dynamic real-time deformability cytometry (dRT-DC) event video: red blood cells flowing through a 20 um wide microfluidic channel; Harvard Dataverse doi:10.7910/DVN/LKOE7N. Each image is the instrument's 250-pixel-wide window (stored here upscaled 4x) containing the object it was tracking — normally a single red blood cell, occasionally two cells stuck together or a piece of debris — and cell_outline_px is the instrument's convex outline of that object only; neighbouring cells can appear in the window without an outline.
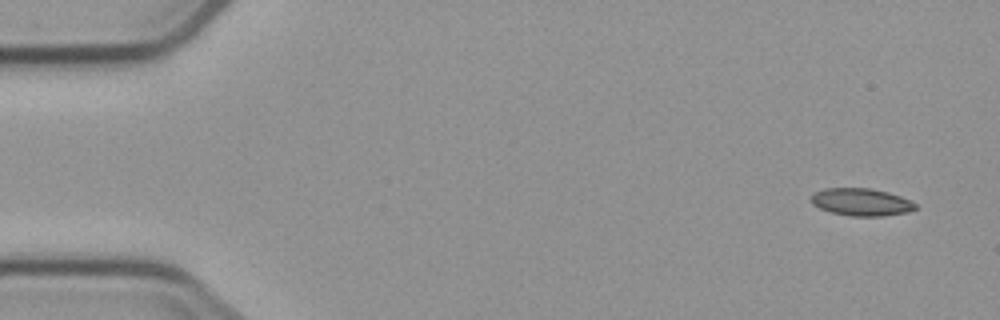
{"species": "common noctule bat (a hibernating species)", "species_latin": "Nyctalus noctula", "temperature_condition": "cold", "stored_images_in_passage": 5, "camera_frame_rate_fps": 3000, "um_per_image_px": 0.085, "animal": {"sex": "male", "body_mass_g": 23.1, "forearm_length_mm": 52.7}, "frame": {"image": 1, "passage_image": 1, "time_ms": 0.0, "image_size_px": [1000, 320], "cell_outline_px": [[916, 208], [908, 212], [884, 216], [852, 216], [832, 212], [820, 208], [812, 204], [812, 192], [824, 188], [868, 188], [888, 192], [900, 196], [916, 204]], "centroid_in_image_um": [73.19, 17.17], "position_along_channel_um": 11.8, "area_um2": 16.59}}
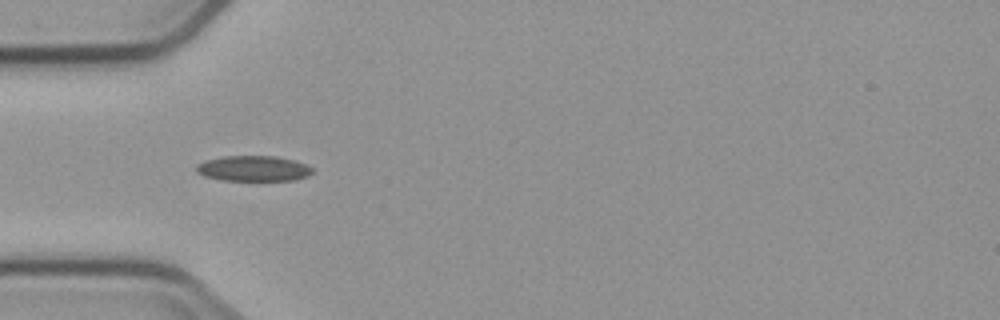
{"frame": {"image": 2, "passage_image": 5, "time_ms": 4.667, "image_size_px": [1000, 320], "cell_outline_px": [[312, 172], [308, 176], [292, 180], [220, 180], [204, 176], [196, 172], [196, 164], [204, 160], [220, 156], [276, 156], [292, 160], [304, 164], [312, 168]], "centroid_in_image_um": [21.47, 14.31], "position_along_channel_um": 63.5, "area_um2": 17.22}}